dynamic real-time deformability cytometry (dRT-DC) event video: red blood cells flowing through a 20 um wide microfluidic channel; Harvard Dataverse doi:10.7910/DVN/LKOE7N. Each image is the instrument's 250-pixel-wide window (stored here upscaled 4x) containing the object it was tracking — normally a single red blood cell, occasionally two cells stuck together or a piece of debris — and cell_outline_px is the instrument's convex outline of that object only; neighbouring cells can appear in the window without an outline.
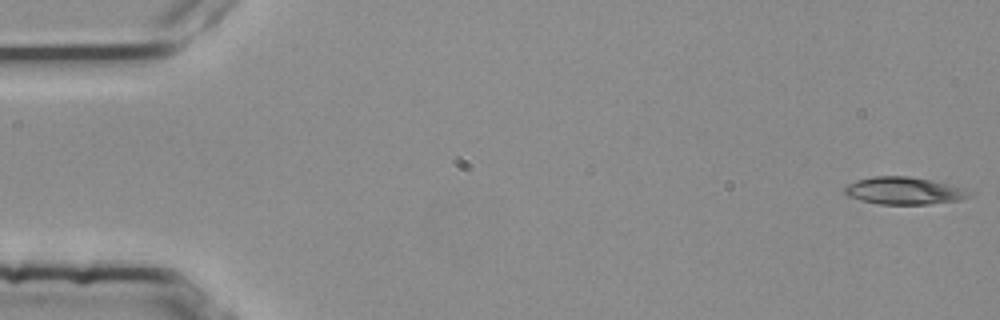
{"species": "common noctule bat (a hibernating species)", "species_latin": "Nyctalus noctula", "temperature_condition": "room temperature", "stored_images_in_passage": 4, "camera_frame_rate_fps": 3000, "um_per_image_px": 0.085, "animal": {"sex": "female", "body_mass_g": 25.1}, "frame": {"image": 1, "passage_image": 1, "time_ms": 0.0, "image_size_px": [1000, 320], "cell_outline_px": [[976, 192], [972, 196], [960, 200], [928, 204], [880, 204], [860, 200], [844, 196], [844, 188], [848, 184], [856, 180], [872, 176], [908, 176], [948, 184], [964, 188]], "centroid_in_image_um": [76.85, 16.22], "position_along_channel_um": 8.2, "area_um2": 20.06}}
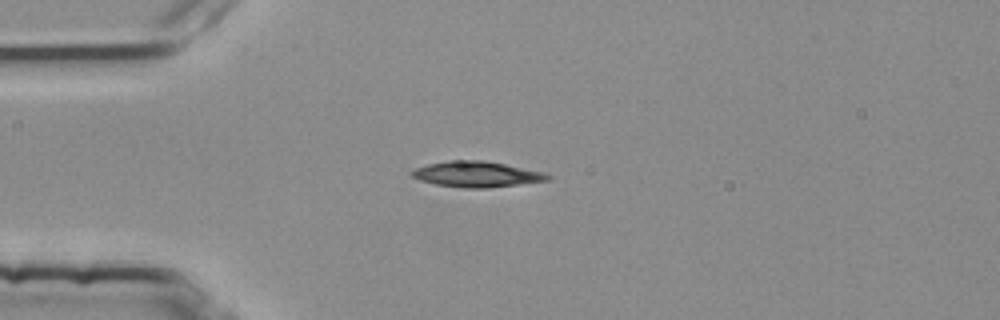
{"frame": {"image": 2, "passage_image": 3, "time_ms": 0.667, "image_size_px": [1000, 320], "cell_outline_px": [[552, 176], [548, 180], [488, 188], [464, 188], [436, 184], [420, 180], [412, 176], [408, 172], [416, 168], [428, 164], [452, 160], [484, 160], [544, 172]], "centroid_in_image_um": [40.5, 14.81], "position_along_channel_um": 44.5, "area_um2": 20.17}}
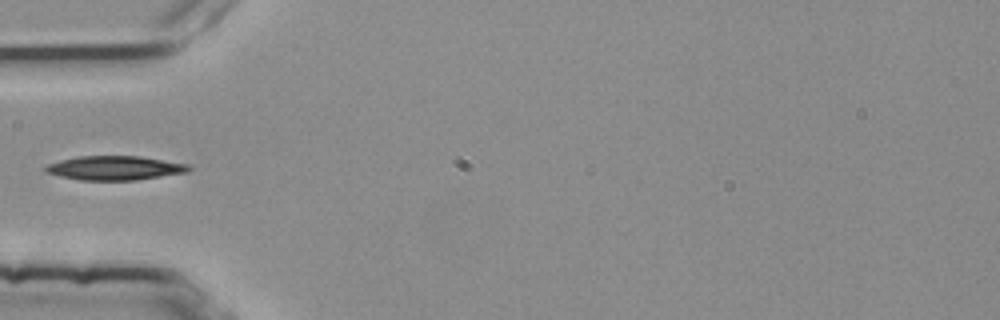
{"frame": {"image": 3, "passage_image": 4, "time_ms": 1.0, "image_size_px": [1000, 320], "cell_outline_px": [[192, 168], [188, 172], [136, 180], [80, 180], [60, 176], [44, 172], [44, 168], [48, 164], [60, 160], [80, 156], [140, 156], [188, 164]], "centroid_in_image_um": [9.75, 14.28], "position_along_channel_um": 75.2, "area_um2": 20.11}}